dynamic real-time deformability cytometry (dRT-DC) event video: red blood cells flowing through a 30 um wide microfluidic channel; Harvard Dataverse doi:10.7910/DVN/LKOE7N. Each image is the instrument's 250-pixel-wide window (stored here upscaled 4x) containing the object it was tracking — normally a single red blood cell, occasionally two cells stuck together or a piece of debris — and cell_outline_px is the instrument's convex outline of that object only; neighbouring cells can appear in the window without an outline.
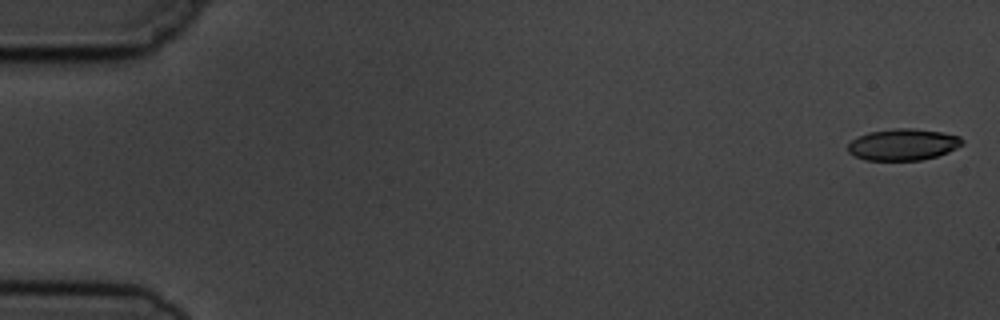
{"species": "common noctule bat (a hibernating species)", "species_latin": "Nyctalus noctula", "temperature_condition": "cold", "stored_images_in_passage": 3, "camera_frame_rate_fps": 3000, "um_per_image_px": 0.085, "animal": {"sex": "male", "body_mass_g": 19.5, "forearm_length_mm": 54.6}, "frame": {"image": 1, "passage_image": 1, "time_ms": 0.0, "image_size_px": [1000, 320], "cell_outline_px": [[964, 144], [948, 152], [936, 156], [920, 160], [864, 160], [848, 152], [848, 144], [852, 140], [868, 132], [892, 128], [912, 128], [940, 132], [960, 136], [964, 140]], "centroid_in_image_um": [76.77, 12.28], "position_along_channel_um": 8.2, "area_um2": 20.98}}